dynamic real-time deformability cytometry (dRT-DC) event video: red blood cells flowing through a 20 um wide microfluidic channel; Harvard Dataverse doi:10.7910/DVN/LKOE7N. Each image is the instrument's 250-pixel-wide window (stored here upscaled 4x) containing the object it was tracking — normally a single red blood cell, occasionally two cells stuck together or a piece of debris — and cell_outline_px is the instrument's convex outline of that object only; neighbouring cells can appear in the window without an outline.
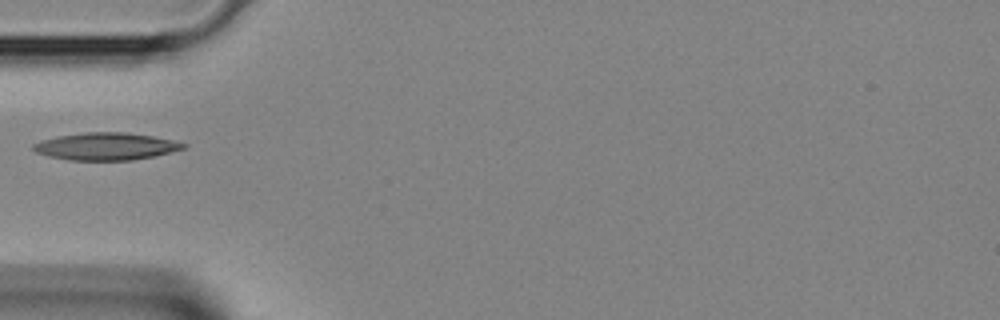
{"species": "Egyptian fruit bat (a non-hibernating species)", "species_latin": "Rousettus aegyptiacus", "temperature_condition": "room temperature", "stored_images_in_passage": 1, "camera_frame_rate_fps": 3000, "um_per_image_px": 0.085, "animal": {"sex": "female"}, "frame": {"image": 1, "passage_image": 1, "time_ms": 0.0, "image_size_px": [1000, 320], "cell_outline_px": [[188, 144], [184, 148], [172, 152], [156, 156], [132, 160], [68, 160], [48, 156], [36, 152], [32, 148], [32, 144], [40, 140], [56, 136], [84, 132], [128, 132], [152, 136], [172, 140]], "centroid_in_image_um": [8.99, 12.44], "position_along_channel_um": 76.0, "area_um2": 24.1}}